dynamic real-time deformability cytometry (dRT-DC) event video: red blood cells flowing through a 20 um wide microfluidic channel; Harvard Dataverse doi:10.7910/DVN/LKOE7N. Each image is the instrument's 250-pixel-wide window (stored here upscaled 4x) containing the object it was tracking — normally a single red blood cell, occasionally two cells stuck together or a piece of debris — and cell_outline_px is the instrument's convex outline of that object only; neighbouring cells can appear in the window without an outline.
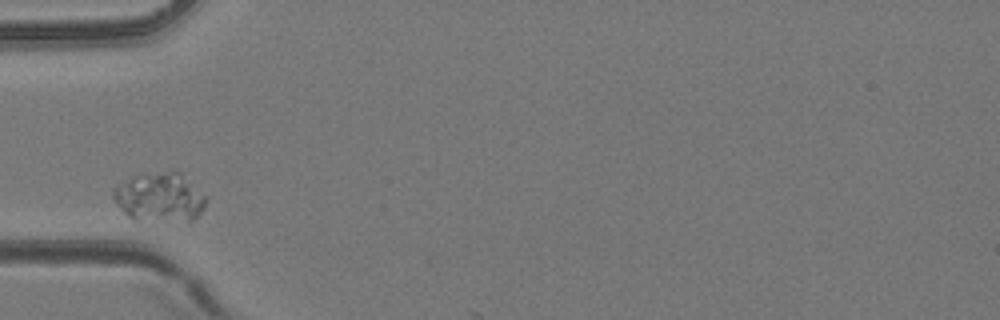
{"species": "common noctule bat (a hibernating species)", "species_latin": "Nyctalus noctula", "temperature_condition": "room temperature", "stored_images_in_passage": 2, "camera_frame_rate_fps": 3000, "um_per_image_px": 0.085, "animal": {"sex": "female", "body_mass_g": 24.6, "forearm_length_mm": 56.2}, "frame": {"image": 1, "passage_image": 1, "time_ms": 0.0, "image_size_px": [1000, 320], "cell_outline_px": [[208, 200], [204, 208], [192, 220], [136, 220], [128, 216], [116, 204], [112, 196], [112, 188], [116, 184], [132, 176], [168, 172], [180, 172], [208, 196]], "centroid_in_image_um": [13.57, 16.76], "position_along_channel_um": 71.4, "area_um2": 26.47}}
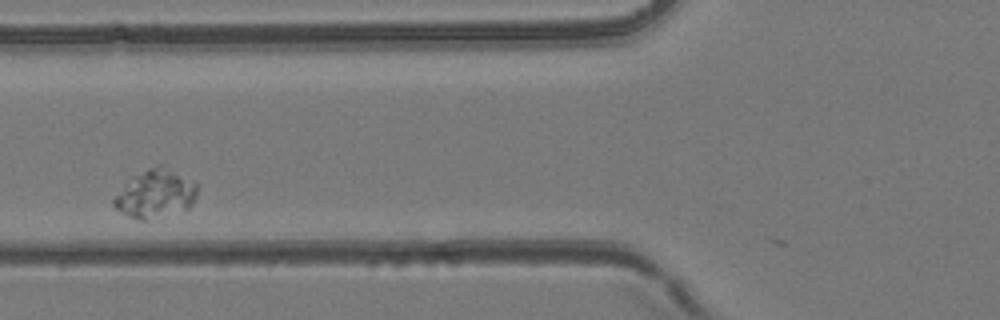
{"frame": {"image": 2, "passage_image": 2, "time_ms": 1.0, "image_size_px": [1000, 320], "cell_outline_px": [[196, 196], [192, 204], [188, 208], [144, 220], [140, 220], [128, 216], [120, 212], [112, 204], [112, 200], [124, 184], [132, 176], [148, 168], [160, 164], [196, 184]], "centroid_in_image_um": [13.15, 16.47], "position_along_channel_um": 112.7, "area_um2": 22.83}}